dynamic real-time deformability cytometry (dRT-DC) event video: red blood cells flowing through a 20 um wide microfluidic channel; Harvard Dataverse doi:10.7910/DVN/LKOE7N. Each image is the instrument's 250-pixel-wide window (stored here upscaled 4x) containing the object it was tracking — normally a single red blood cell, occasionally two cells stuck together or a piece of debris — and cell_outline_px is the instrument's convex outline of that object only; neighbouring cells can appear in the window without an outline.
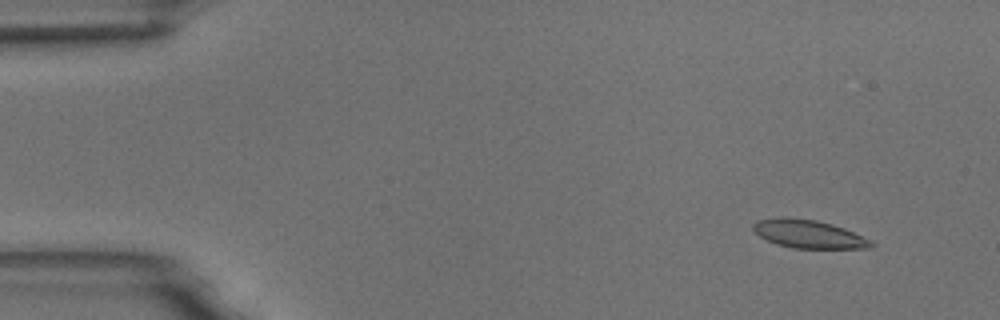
{"species": "common noctule bat (a hibernating species)", "species_latin": "Nyctalus noctula", "temperature_condition": "room temperature", "stored_images_in_passage": 6, "camera_frame_rate_fps": 3000, "um_per_image_px": 0.085, "animal": {"sex": "male", "body_mass_g": 18.8}, "frame": {"image": 1, "passage_image": 2, "time_ms": 1.333, "image_size_px": [1000, 320], "cell_outline_px": [[876, 244], [872, 248], [792, 248], [776, 244], [760, 236], [752, 228], [752, 224], [756, 220], [780, 216], [784, 216], [816, 220], [832, 224], [844, 228], [872, 240]], "centroid_in_image_um": [68.73, 19.88], "position_along_channel_um": 16.3, "area_um2": 19.59}}